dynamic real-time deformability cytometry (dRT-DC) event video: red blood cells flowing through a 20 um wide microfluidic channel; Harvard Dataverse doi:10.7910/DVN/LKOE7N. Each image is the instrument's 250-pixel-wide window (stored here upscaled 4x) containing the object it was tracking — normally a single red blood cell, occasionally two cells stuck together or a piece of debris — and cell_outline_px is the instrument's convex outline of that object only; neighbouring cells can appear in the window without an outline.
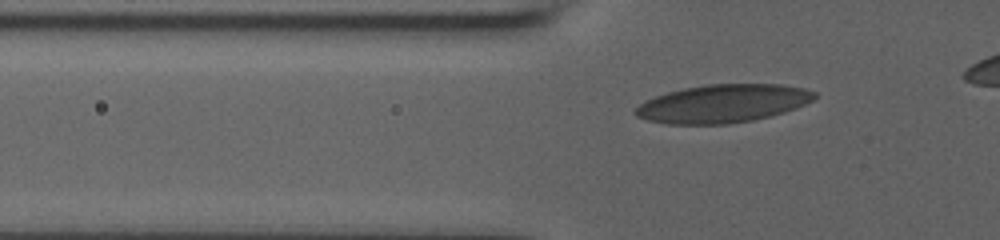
{"species": "human", "species_latin": "Homo sapiens", "temperature_condition": "room temperature", "stored_images_in_passage": 21, "camera_frame_rate_fps": 3000, "um_per_image_px": 0.085, "donor": {"sex": "male"}, "frame": {"image": 1, "passage_image": 14, "time_ms": 2.333, "image_size_px": [1000, 240], "cell_outline_px": [[816, 96], [812, 100], [796, 108], [784, 112], [752, 120], [728, 124], [668, 124], [648, 120], [636, 116], [632, 112], [644, 100], [668, 92], [684, 88], [708, 84], [784, 84], [804, 88], [816, 92]], "centroid_in_image_um": [61.43, 8.8], "position_along_channel_um": 64.4, "area_um2": 39.77}}
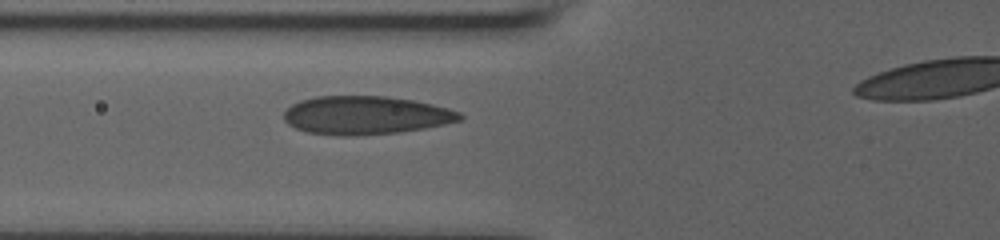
{"frame": {"image": 2, "passage_image": 20, "time_ms": 3.333, "image_size_px": [1000, 240], "cell_outline_px": [[464, 116], [460, 120], [444, 124], [424, 128], [396, 132], [356, 136], [340, 136], [308, 132], [296, 128], [288, 124], [284, 120], [284, 112], [292, 104], [300, 100], [316, 96], [384, 96], [412, 100], [432, 104], [448, 108], [460, 112]], "centroid_in_image_um": [31.06, 9.79], "position_along_channel_um": 94.7, "area_um2": 39.25}}